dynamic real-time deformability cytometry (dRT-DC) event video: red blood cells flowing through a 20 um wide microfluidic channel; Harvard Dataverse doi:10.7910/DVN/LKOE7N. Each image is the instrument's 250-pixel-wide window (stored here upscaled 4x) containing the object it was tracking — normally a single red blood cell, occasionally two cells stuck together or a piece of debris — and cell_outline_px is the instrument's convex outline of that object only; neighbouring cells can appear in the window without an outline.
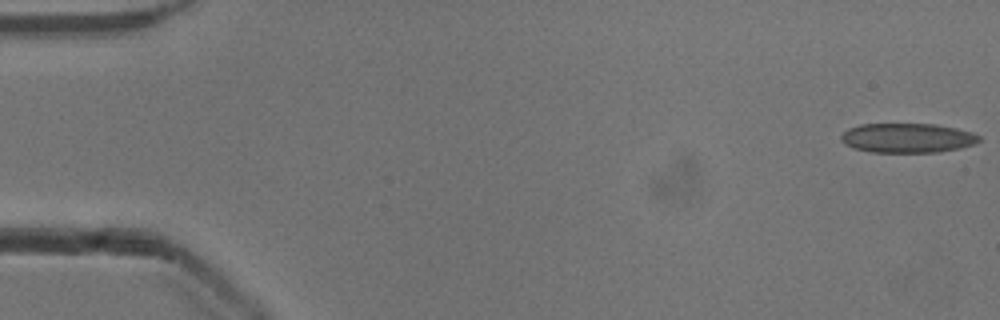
{"species": "common noctule bat (a hibernating species)", "species_latin": "Nyctalus noctula", "temperature_condition": "cold", "stored_images_in_passage": 53, "camera_frame_rate_fps": 3000, "um_per_image_px": 0.085, "animal": {"sex": "male", "body_mass_g": 13.3}, "frame": {"image": 1, "passage_image": 1, "time_ms": 0.0, "image_size_px": [1000, 320], "cell_outline_px": [[980, 140], [976, 144], [960, 148], [936, 152], [872, 152], [852, 148], [844, 144], [840, 140], [840, 136], [848, 128], [860, 124], [932, 124], [956, 128], [972, 132], [980, 136]], "centroid_in_image_um": [77.11, 11.73], "position_along_channel_um": 7.9, "area_um2": 23.81}}
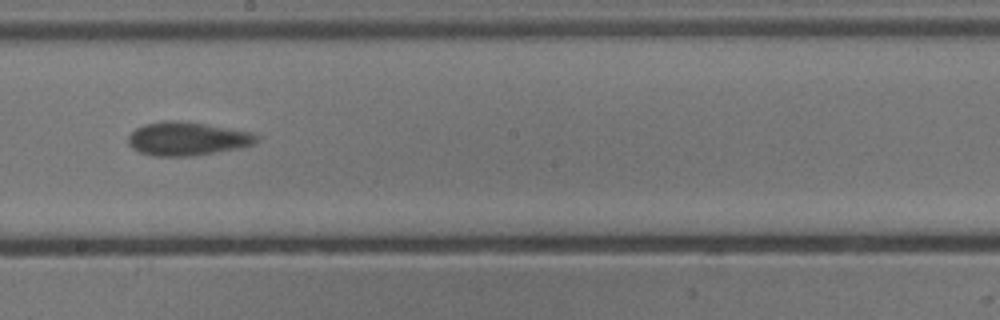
{"frame": {"image": 2, "passage_image": 30, "time_ms": 9.667, "image_size_px": [1000, 320], "cell_outline_px": [[256, 140], [252, 144], [240, 148], [196, 156], [152, 156], [140, 152], [132, 148], [128, 144], [128, 136], [136, 128], [144, 124], [164, 120], [176, 120], [204, 124], [252, 132], [256, 136]], "centroid_in_image_um": [15.87, 11.8], "position_along_channel_um": 232.3, "area_um2": 25.03}}
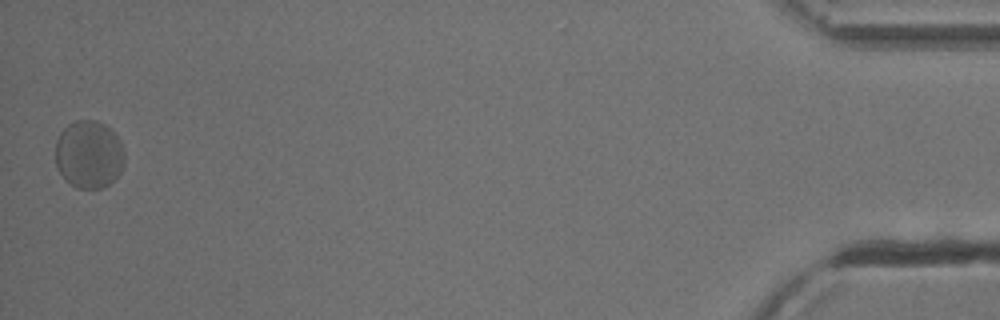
{"frame": {"image": 3, "passage_image": 53, "time_ms": 17.333, "image_size_px": [1000, 320], "cell_outline_px": [[124, 164], [120, 172], [108, 184], [100, 188], [76, 188], [60, 172], [56, 164], [56, 140], [60, 132], [68, 124], [76, 120], [96, 120], [112, 128], [120, 140], [124, 156]], "centroid_in_image_um": [7.57, 13.09], "position_along_channel_um": 427.6, "area_um2": 27.22}, "authors_computed_cell_mechanics": {"area_um2": 24.565, "velocity_mm_per_s": 3.8189, "shape_relaxation_time_tau1_ms": 4.0372, "shape_relaxation_time_tau2_ms": 1.3113, "deformation_change_tau1": 0.0881, "deformation_change_tau2": 0.0453}}